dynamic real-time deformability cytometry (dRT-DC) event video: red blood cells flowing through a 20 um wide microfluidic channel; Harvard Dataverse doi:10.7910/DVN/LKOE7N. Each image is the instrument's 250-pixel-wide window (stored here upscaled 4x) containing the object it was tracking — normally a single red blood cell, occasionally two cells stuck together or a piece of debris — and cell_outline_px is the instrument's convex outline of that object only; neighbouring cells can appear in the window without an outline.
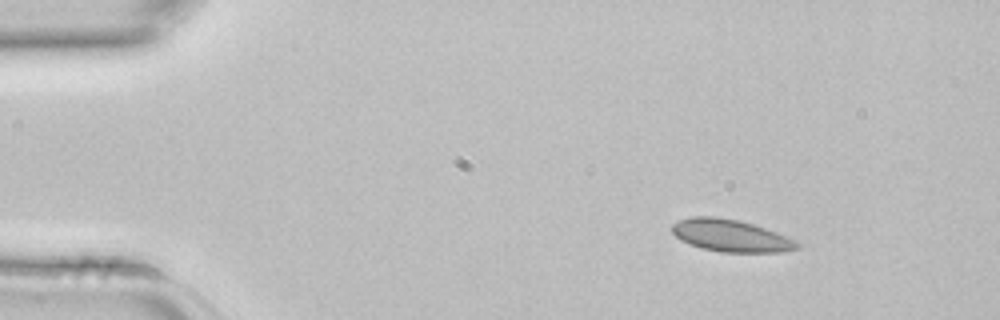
{"species": "common noctule bat (a hibernating species)", "species_latin": "Nyctalus noctula", "temperature_condition": "room temperature", "stored_images_in_passage": 3, "camera_frame_rate_fps": 3000, "um_per_image_px": 0.085, "animal": {"sex": "female", "body_mass_g": 22.7, "forearm_length_mm": 54.2}, "frame": {"image": 1, "passage_image": 1, "time_ms": 0.0, "image_size_px": [1000, 320], "cell_outline_px": [[800, 248], [784, 252], [720, 252], [700, 248], [688, 244], [680, 240], [672, 232], [672, 224], [680, 220], [692, 216], [716, 216], [740, 220], [776, 232], [796, 240], [800, 244]], "centroid_in_image_um": [62.11, 20.03], "position_along_channel_um": 22.9, "area_um2": 23.64}}
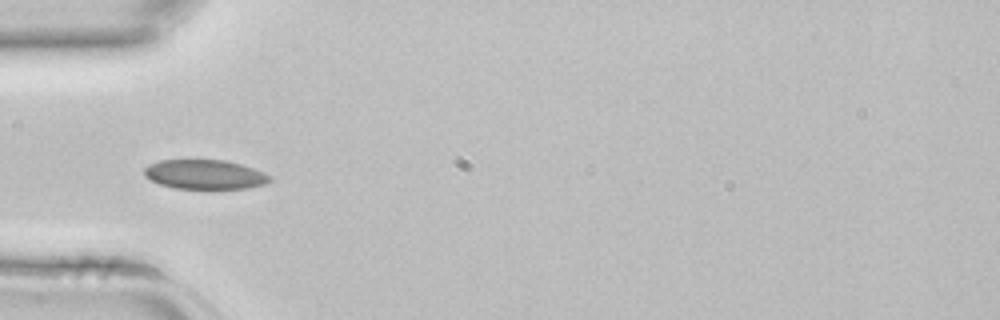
{"frame": {"image": 2, "passage_image": 3, "time_ms": 0.667, "image_size_px": [1000, 320], "cell_outline_px": [[272, 180], [268, 184], [248, 188], [176, 188], [160, 184], [144, 176], [144, 168], [148, 164], [160, 160], [224, 160], [240, 164], [264, 172], [272, 176]], "centroid_in_image_um": [17.44, 14.82], "position_along_channel_um": 67.6, "area_um2": 21.5}}